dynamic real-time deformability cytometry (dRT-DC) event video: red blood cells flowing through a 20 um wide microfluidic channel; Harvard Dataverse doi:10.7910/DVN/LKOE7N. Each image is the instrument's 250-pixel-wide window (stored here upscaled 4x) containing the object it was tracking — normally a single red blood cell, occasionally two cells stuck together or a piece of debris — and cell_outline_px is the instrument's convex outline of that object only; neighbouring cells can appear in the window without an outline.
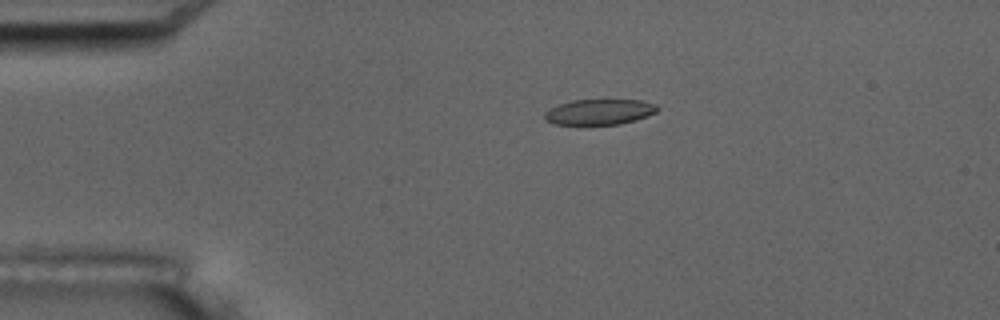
{"species": "common noctule bat (a hibernating species)", "species_latin": "Nyctalus noctula", "temperature_condition": "room temperature", "stored_images_in_passage": 6, "camera_frame_rate_fps": 3000, "um_per_image_px": 0.085, "animal": {"sex": "male", "body_mass_g": 17.5, "forearm_length_mm": 52.3}, "frame": {"image": 1, "passage_image": 4, "time_ms": 3.333, "image_size_px": [1000, 320], "cell_outline_px": [[660, 108], [656, 112], [648, 116], [636, 120], [620, 124], [556, 124], [544, 120], [544, 112], [560, 104], [572, 100], [640, 100], [656, 104]], "centroid_in_image_um": [50.98, 9.51], "position_along_channel_um": 34.0, "area_um2": 16.7}}